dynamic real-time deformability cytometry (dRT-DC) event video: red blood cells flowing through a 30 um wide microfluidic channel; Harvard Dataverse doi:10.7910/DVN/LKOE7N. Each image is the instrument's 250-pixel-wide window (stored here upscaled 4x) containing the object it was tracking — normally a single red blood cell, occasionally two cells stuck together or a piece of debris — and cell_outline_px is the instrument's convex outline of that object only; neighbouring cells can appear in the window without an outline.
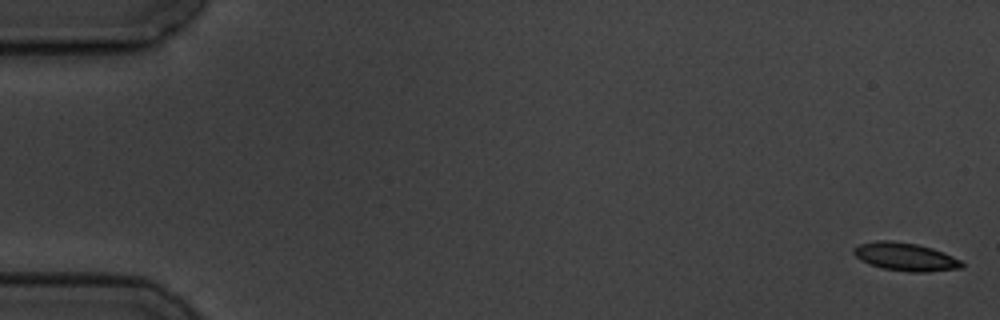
{"species": "common noctule bat (a hibernating species)", "species_latin": "Nyctalus noctula", "temperature_condition": "cold", "stored_images_in_passage": 9, "camera_frame_rate_fps": 3000, "um_per_image_px": 0.085, "animal": {"sex": "male", "body_mass_g": 19.5, "forearm_length_mm": 54.6}, "frame": {"image": 1, "passage_image": 1, "time_ms": 0.0, "image_size_px": [1000, 320], "cell_outline_px": [[964, 268], [928, 272], [908, 272], [884, 268], [868, 264], [860, 260], [852, 252], [852, 248], [860, 244], [876, 240], [892, 240], [916, 244], [932, 248], [944, 252], [960, 260], [964, 264]], "centroid_in_image_um": [76.95, 21.83], "position_along_channel_um": 8.0, "area_um2": 17.86}}
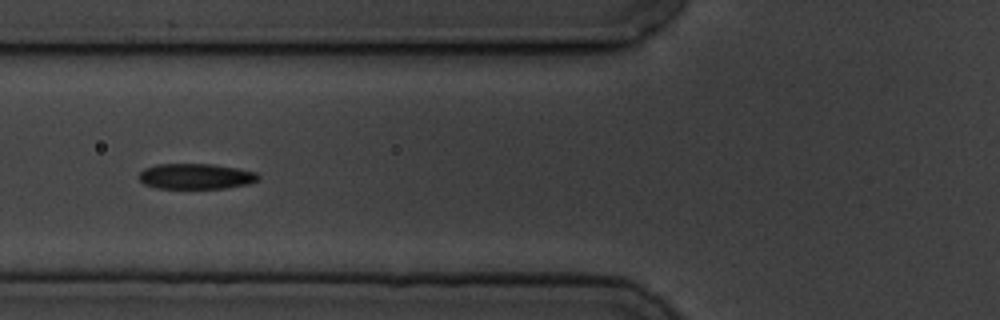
{"frame": {"image": 2, "passage_image": 7, "time_ms": 7.0, "image_size_px": [1000, 320], "cell_outline_px": [[260, 180], [248, 184], [224, 188], [156, 188], [144, 184], [140, 180], [140, 172], [144, 168], [156, 164], [212, 164], [236, 168], [256, 172], [260, 176]], "centroid_in_image_um": [16.66, 14.98], "position_along_channel_um": 109.1, "area_um2": 17.74}}
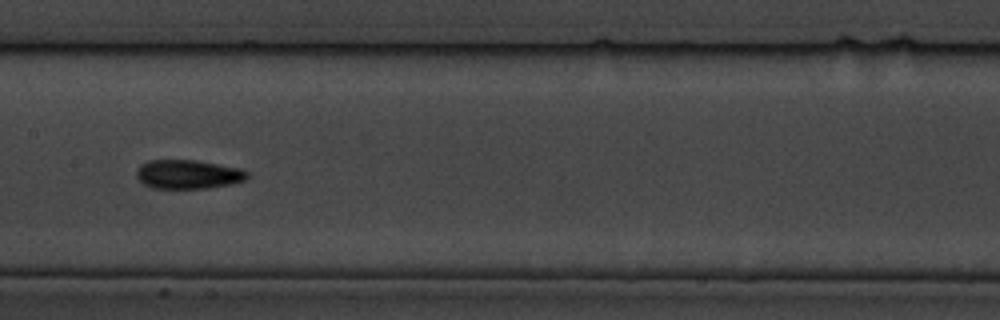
{"frame": {"image": 3, "passage_image": 9, "time_ms": 9.333, "image_size_px": [1000, 320], "cell_outline_px": [[248, 176], [244, 180], [232, 184], [208, 188], [152, 188], [144, 184], [136, 176], [136, 168], [140, 164], [148, 160], [196, 160], [240, 168], [248, 172]], "centroid_in_image_um": [15.96, 14.81], "position_along_channel_um": 191.4, "area_um2": 18.79}}